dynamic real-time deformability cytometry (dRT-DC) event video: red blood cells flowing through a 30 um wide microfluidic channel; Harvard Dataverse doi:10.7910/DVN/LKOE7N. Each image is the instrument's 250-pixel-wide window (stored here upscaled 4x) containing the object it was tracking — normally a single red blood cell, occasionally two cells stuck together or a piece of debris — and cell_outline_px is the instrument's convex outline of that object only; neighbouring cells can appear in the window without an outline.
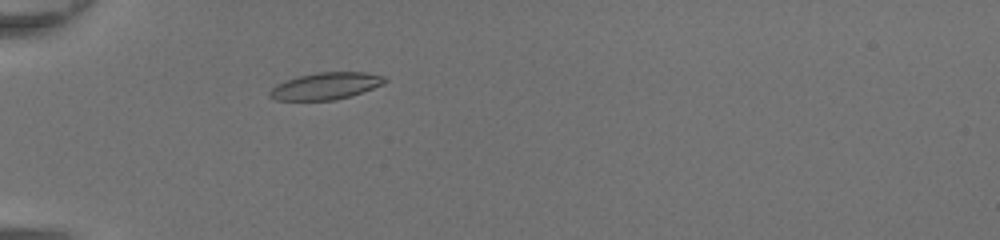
{"species": "common noctule bat (a hibernating species)", "species_latin": "Nyctalus noctula", "temperature_condition": "room temperature", "stored_images_in_passage": 41, "camera_frame_rate_fps": 3000, "um_per_image_px": 0.085, "animal": {"sex": "female", "body_mass_g": 20.0, "forearm_length_mm": 54.0}, "frame": {"image": 1, "passage_image": 9, "time_ms": 2.667, "image_size_px": [1000, 240], "cell_outline_px": [[388, 80], [384, 84], [352, 96], [336, 100], [276, 100], [268, 96], [268, 92], [276, 84], [300, 76], [316, 72], [368, 72], [384, 76]], "centroid_in_image_um": [27.72, 7.31], "position_along_channel_um": 57.3, "area_um2": 18.15}}
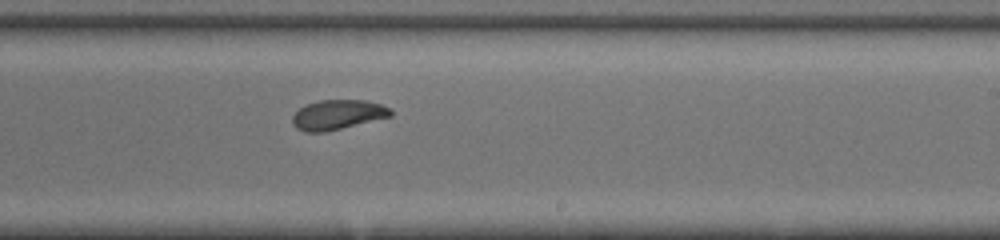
{"frame": {"image": 2, "passage_image": 24, "time_ms": 7.667, "image_size_px": [1000, 240], "cell_outline_px": [[392, 116], [324, 132], [304, 132], [296, 128], [292, 124], [292, 116], [300, 108], [308, 104], [320, 100], [364, 100], [380, 104], [388, 108], [392, 112]], "centroid_in_image_um": [28.67, 9.75], "position_along_channel_um": 260.3, "area_um2": 16.82}}
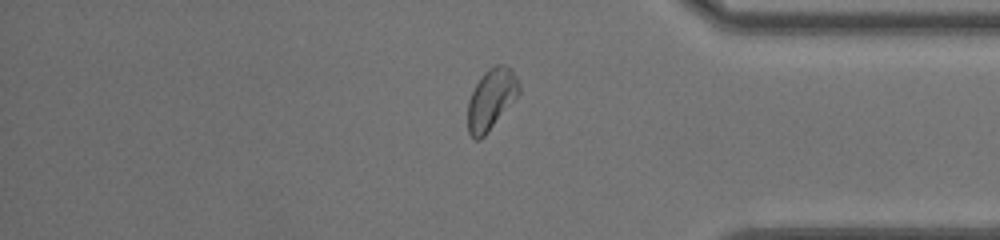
{"frame": {"image": 3, "passage_image": 34, "time_ms": 11.0, "image_size_px": [1000, 240], "cell_outline_px": [[520, 92], [484, 136], [480, 140], [476, 140], [468, 132], [468, 100], [480, 76], [488, 68], [496, 64], [504, 64], [516, 76], [520, 84]], "centroid_in_image_um": [41.73, 8.41], "position_along_channel_um": 393.5, "area_um2": 17.86}, "authors_computed_cell_mechanics": {"area_um2": 17.6868, "velocity_mm_per_s": 4.3722, "shape_relaxation_time_tau1_ms": 2.9344, "shape_relaxation_time_tau2_ms": 0.9957, "deformation_change_tau1": 0.1326, "deformation_change_tau2": 0.0574}}